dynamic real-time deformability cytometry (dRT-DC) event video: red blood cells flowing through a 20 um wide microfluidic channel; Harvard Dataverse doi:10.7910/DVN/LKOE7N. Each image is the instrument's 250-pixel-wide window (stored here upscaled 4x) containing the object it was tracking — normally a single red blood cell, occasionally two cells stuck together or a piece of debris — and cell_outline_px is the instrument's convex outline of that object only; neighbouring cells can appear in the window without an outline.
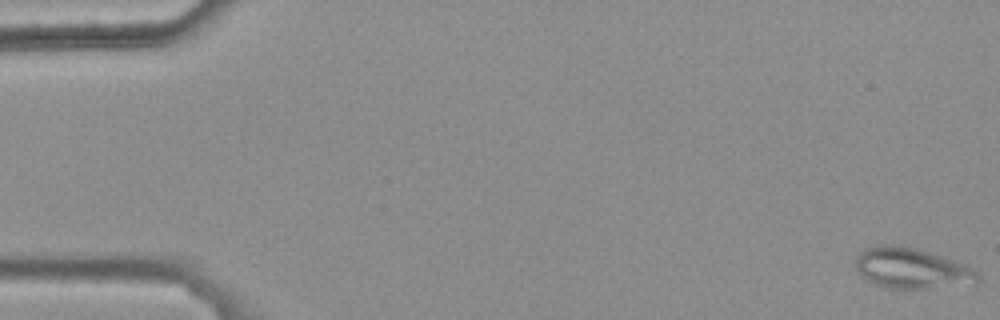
{"species": "common noctule bat (a hibernating species)", "species_latin": "Nyctalus noctula", "temperature_condition": "warm", "stored_images_in_passage": 46, "camera_frame_rate_fps": 3000, "um_per_image_px": 0.085, "animal": {"sex": "female", "body_mass_g": 25.1}, "frame": {"image": 1, "passage_image": 1, "time_ms": 0.0, "image_size_px": [1000, 320], "cell_outline_px": [[980, 284], [924, 288], [888, 288], [872, 284], [860, 276], [856, 268], [856, 256], [864, 248], [876, 244], [900, 244], [916, 248], [964, 264], [972, 268], [980, 276]], "centroid_in_image_um": [77.46, 22.8], "position_along_channel_um": 7.5, "area_um2": 29.3}}
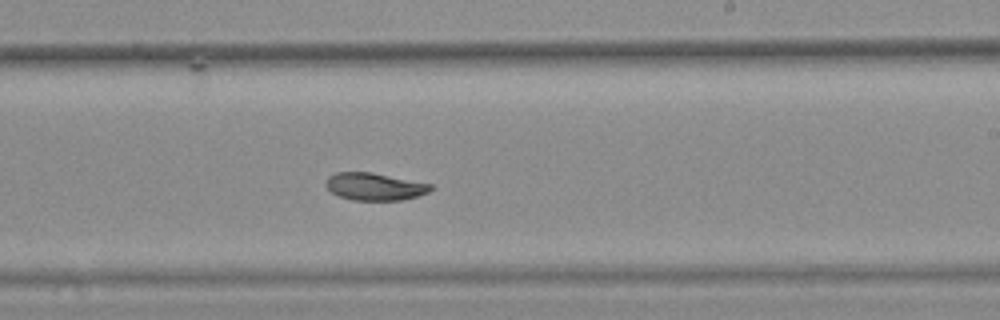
{"frame": {"image": 2, "passage_image": 33, "time_ms": 10.667, "image_size_px": [1000, 320], "cell_outline_px": [[432, 188], [428, 192], [416, 196], [400, 200], [352, 200], [336, 196], [324, 184], [328, 176], [336, 172], [372, 172], [432, 184]], "centroid_in_image_um": [31.8, 15.85], "position_along_channel_um": 257.2, "area_um2": 16.76}}
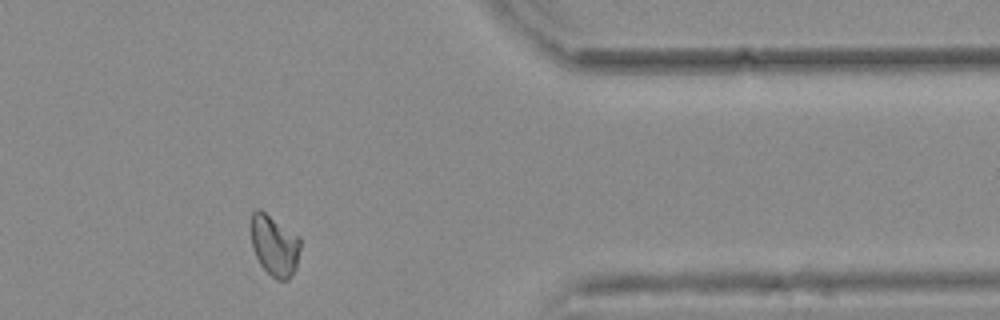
{"frame": {"image": 3, "passage_image": 45, "time_ms": 14.667, "image_size_px": [1000, 320], "cell_outline_px": [[300, 248], [296, 268], [288, 280], [276, 280], [260, 264], [252, 248], [252, 212], [256, 208], [260, 208], [300, 236]], "centroid_in_image_um": [23.34, 20.85], "position_along_channel_um": 388.1, "area_um2": 17.57}, "authors_computed_cell_mechanics": {"area_um2": 17.918, "velocity_mm_per_s": 3.7292, "shape_relaxation_time_tau1_ms": null, "shape_relaxation_time_tau2_ms": 10.4248, "deformation_change_tau1": null, "deformation_change_tau2": 0.1062}}